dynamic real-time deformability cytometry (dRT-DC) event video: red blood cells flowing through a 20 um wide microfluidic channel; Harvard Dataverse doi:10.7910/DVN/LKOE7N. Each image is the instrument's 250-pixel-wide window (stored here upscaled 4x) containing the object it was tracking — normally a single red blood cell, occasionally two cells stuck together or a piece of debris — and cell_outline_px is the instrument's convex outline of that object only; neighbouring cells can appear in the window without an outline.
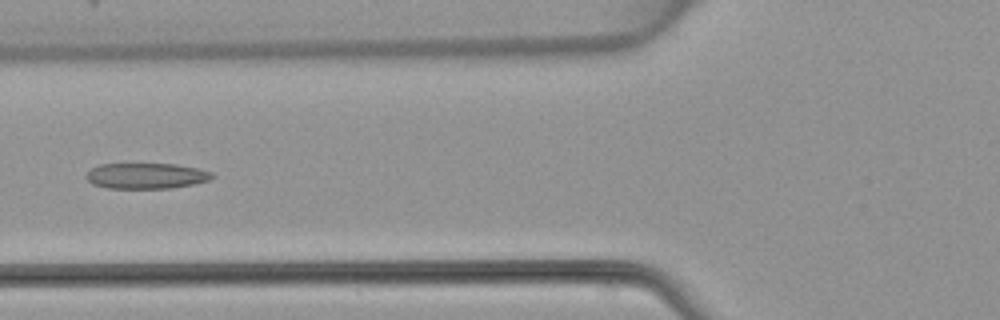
{"species": "common noctule bat (a hibernating species)", "species_latin": "Nyctalus noctula", "temperature_condition": "warm", "stored_images_in_passage": 4, "camera_frame_rate_fps": 3000, "um_per_image_px": 0.085, "animal": {"sex": "female", "body_mass_g": 22.7, "forearm_length_mm": 54.2}, "frame": {"image": 1, "passage_image": 4, "time_ms": 4.333, "image_size_px": [1000, 320], "cell_outline_px": [[216, 176], [208, 180], [192, 184], [172, 188], [108, 188], [92, 184], [88, 180], [88, 172], [92, 168], [100, 164], [176, 164], [196, 168], [212, 172]], "centroid_in_image_um": [12.45, 14.95], "position_along_channel_um": 113.3, "area_um2": 18.67}}